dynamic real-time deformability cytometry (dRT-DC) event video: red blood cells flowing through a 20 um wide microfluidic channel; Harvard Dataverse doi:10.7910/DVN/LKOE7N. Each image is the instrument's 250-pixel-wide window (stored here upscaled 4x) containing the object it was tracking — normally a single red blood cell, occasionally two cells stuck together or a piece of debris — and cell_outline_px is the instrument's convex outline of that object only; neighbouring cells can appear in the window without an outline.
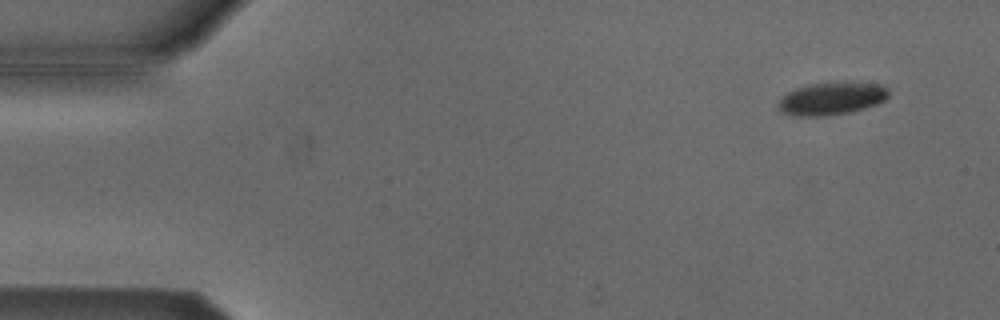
{"species": "Egyptian fruit bat (a non-hibernating species)", "species_latin": "Rousettus aegyptiacus", "temperature_condition": "cold", "stored_images_in_passage": 34, "camera_frame_rate_fps": 3000, "um_per_image_px": 0.085, "animal": {"sex": "male"}, "frame": {"image": 1, "passage_image": 4, "time_ms": 1.0, "image_size_px": [1000, 320], "cell_outline_px": [[888, 96], [884, 100], [876, 104], [852, 112], [828, 116], [788, 116], [776, 104], [788, 92], [796, 88], [808, 84], [844, 80], [884, 84], [888, 88]], "centroid_in_image_um": [70.73, 8.35], "position_along_channel_um": 14.3, "area_um2": 21.62}}
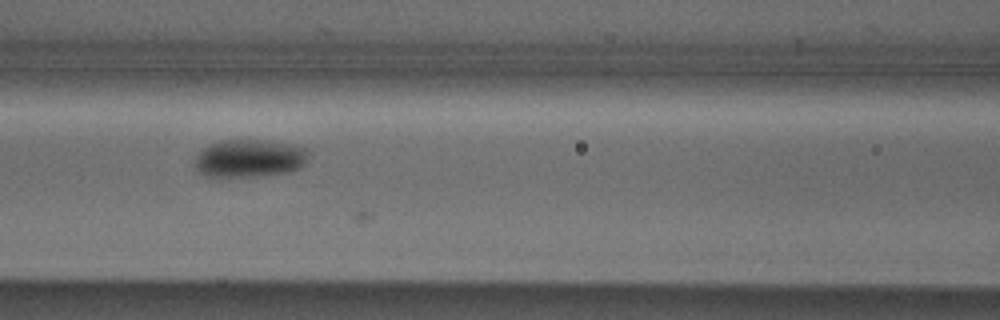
{"frame": {"image": 2, "passage_image": 23, "time_ms": 7.333, "image_size_px": [1000, 320], "cell_outline_px": [[308, 156], [304, 164], [300, 168], [288, 172], [252, 176], [204, 176], [196, 168], [196, 156], [200, 148], [208, 144], [220, 140], [268, 140], [292, 144], [308, 148]], "centroid_in_image_um": [21.2, 13.43], "position_along_channel_um": 145.4, "area_um2": 25.2}}